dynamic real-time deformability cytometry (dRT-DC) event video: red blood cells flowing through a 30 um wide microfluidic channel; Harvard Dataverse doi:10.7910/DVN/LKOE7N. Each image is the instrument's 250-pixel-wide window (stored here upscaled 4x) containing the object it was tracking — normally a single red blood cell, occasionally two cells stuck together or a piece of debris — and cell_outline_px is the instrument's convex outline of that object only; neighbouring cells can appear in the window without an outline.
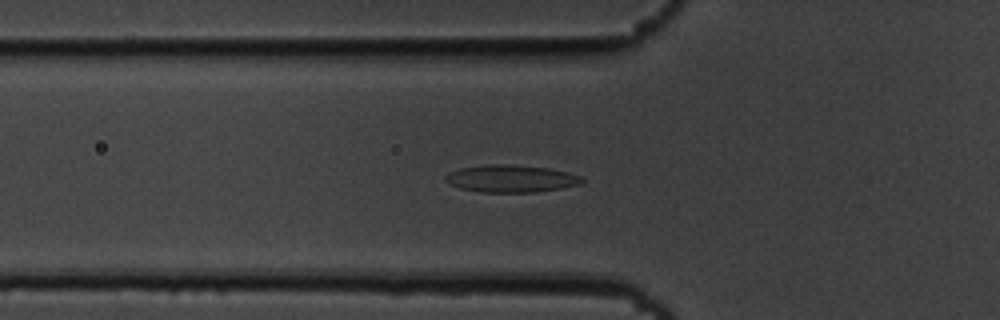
{"species": "common noctule bat (a hibernating species)", "species_latin": "Nyctalus noctula", "temperature_condition": "cold", "stored_images_in_passage": 40, "camera_frame_rate_fps": 3000, "um_per_image_px": 0.085, "animal": {"sex": "male", "body_mass_g": 19.5, "forearm_length_mm": 54.6}, "frame": {"image": 1, "passage_image": 4, "time_ms": 1.0, "image_size_px": [1000, 320], "cell_outline_px": [[584, 184], [536, 192], [480, 192], [460, 188], [448, 184], [444, 180], [444, 176], [460, 168], [488, 164], [512, 164], [548, 168], [568, 172], [580, 176], [584, 180]], "centroid_in_image_um": [43.44, 15.18], "position_along_channel_um": 82.4, "area_um2": 21.85}}
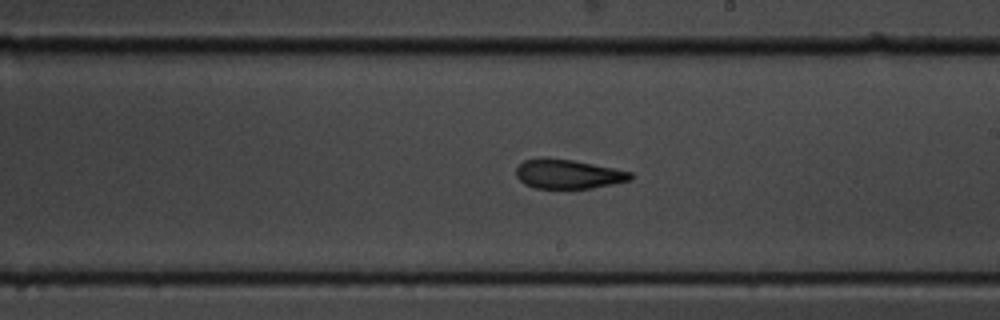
{"frame": {"image": 2, "passage_image": 17, "time_ms": 5.333, "image_size_px": [1000, 320], "cell_outline_px": [[632, 180], [592, 188], [536, 188], [524, 184], [516, 176], [516, 168], [524, 160], [540, 156], [544, 156], [572, 160], [632, 172]], "centroid_in_image_um": [48.25, 14.78], "position_along_channel_um": 240.8, "area_um2": 19.59}}
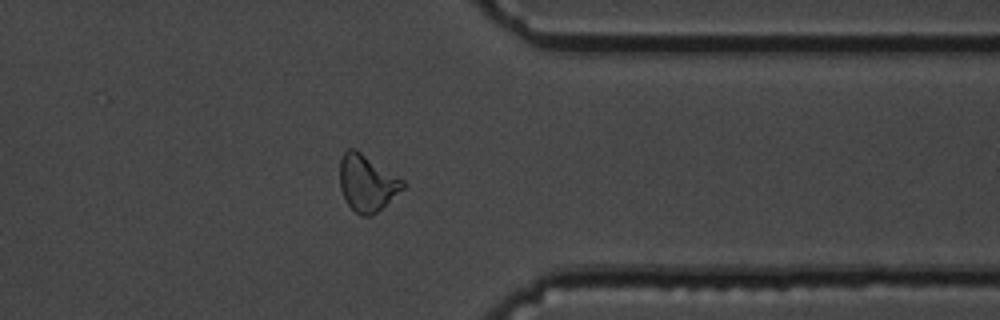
{"frame": {"image": 3, "passage_image": 29, "time_ms": 9.333, "image_size_px": [1000, 320], "cell_outline_px": [[408, 184], [404, 188], [372, 216], [360, 216], [348, 204], [340, 188], [340, 160], [344, 152], [348, 148], [356, 148], [404, 180]], "centroid_in_image_um": [31.2, 15.53], "position_along_channel_um": 380.2, "area_um2": 20.81}, "authors_computed_cell_mechanics": {"area_um2": 20.6346, "velocity_mm_per_s": 3.6527, "shape_relaxation_time_tau1_ms": 5.4659, "shape_relaxation_time_tau2_ms": 3.191, "deformation_change_tau1": 0.1286, "deformation_change_tau2": 0.1108}}